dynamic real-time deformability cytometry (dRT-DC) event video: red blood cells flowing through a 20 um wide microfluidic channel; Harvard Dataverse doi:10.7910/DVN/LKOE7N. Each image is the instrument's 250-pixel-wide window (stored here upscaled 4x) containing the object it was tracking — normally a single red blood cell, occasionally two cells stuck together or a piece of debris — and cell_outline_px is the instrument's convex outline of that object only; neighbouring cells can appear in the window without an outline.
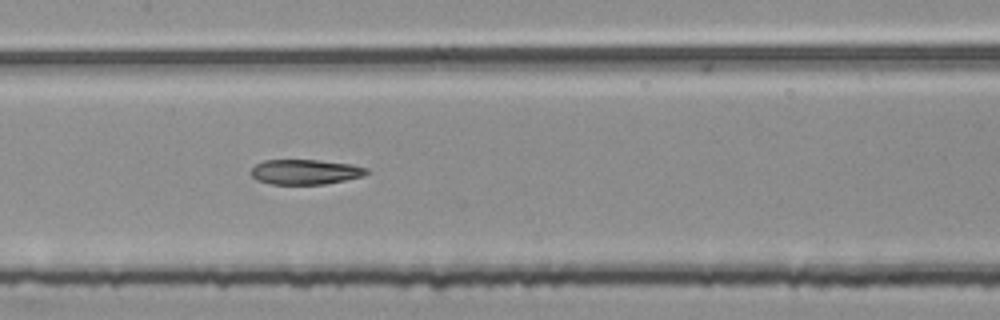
{"species": "common noctule bat (a hibernating species)", "species_latin": "Nyctalus noctula", "temperature_condition": "room temperature", "stored_images_in_passage": 55, "segment_of_instrument_passage": [2, 2], "camera_frame_rate_fps": 3000, "um_per_image_px": 0.085, "animal": {"sex": "female", "body_mass_g": 25.1}, "frame": {"image": 1, "passage_image": 27, "time_ms": 8.667, "image_size_px": [1000, 320], "cell_outline_px": [[368, 172], [364, 176], [324, 184], [272, 184], [256, 180], [252, 176], [252, 168], [256, 164], [264, 160], [320, 160], [352, 164], [368, 168]], "centroid_in_image_um": [25.96, 14.61], "position_along_channel_um": 181.4, "area_um2": 16.82}}
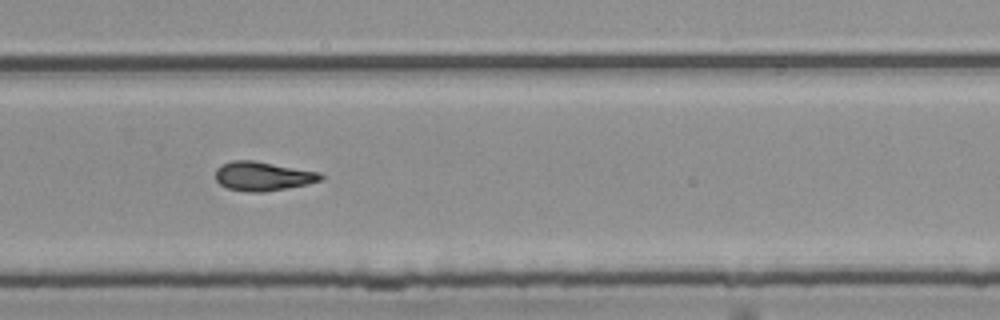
{"frame": {"image": 2, "passage_image": 37, "time_ms": 12.0, "image_size_px": [1000, 320], "cell_outline_px": [[324, 180], [308, 184], [264, 192], [248, 192], [228, 188], [220, 184], [216, 180], [216, 168], [220, 164], [232, 160], [252, 160], [320, 172], [324, 176]], "centroid_in_image_um": [22.35, 14.97], "position_along_channel_um": 307.5, "area_um2": 17.92}}
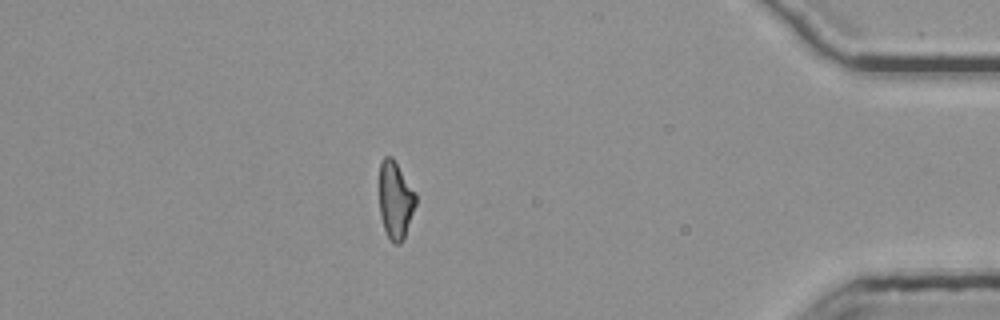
{"frame": {"image": 3, "passage_image": 48, "time_ms": 15.667, "image_size_px": [1000, 320], "cell_outline_px": [[416, 204], [404, 240], [400, 244], [396, 244], [388, 236], [384, 228], [380, 216], [380, 164], [384, 156], [392, 156], [416, 192]], "centroid_in_image_um": [33.63, 17.0], "position_along_channel_um": 401.6, "area_um2": 16.47}}